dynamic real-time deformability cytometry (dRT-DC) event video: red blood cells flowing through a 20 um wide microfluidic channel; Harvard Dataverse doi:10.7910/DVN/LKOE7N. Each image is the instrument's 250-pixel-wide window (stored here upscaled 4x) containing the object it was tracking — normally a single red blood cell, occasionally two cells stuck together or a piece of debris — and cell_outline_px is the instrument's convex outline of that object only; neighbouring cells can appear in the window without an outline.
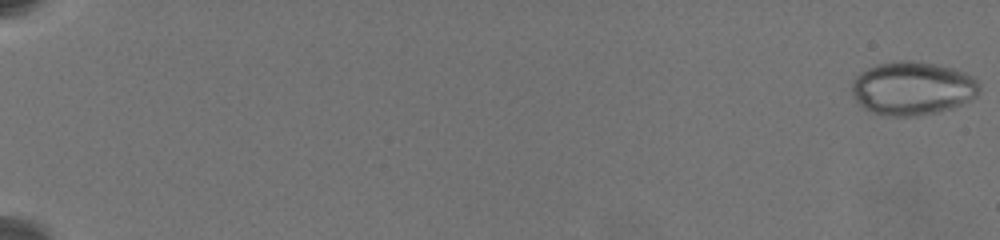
{"species": "common noctule bat (a hibernating species)", "species_latin": "Nyctalus noctula", "temperature_condition": "warm", "stored_images_in_passage": 38, "camera_frame_rate_fps": 3000, "um_per_image_px": 0.085, "animal": {"sex": "female", "body_mass_g": 19.5, "forearm_length_mm": 54.1}, "frame": {"image": 1, "passage_image": 1, "time_ms": 0.0, "image_size_px": [1000, 240], "cell_outline_px": [[980, 92], [972, 100], [964, 104], [952, 108], [936, 112], [916, 116], [888, 116], [872, 112], [864, 108], [852, 96], [852, 80], [856, 76], [868, 68], [880, 64], [900, 60], [908, 60], [936, 64], [952, 68], [964, 72], [980, 80]], "centroid_in_image_um": [77.6, 7.51], "position_along_channel_um": 7.4, "area_um2": 40.0}}